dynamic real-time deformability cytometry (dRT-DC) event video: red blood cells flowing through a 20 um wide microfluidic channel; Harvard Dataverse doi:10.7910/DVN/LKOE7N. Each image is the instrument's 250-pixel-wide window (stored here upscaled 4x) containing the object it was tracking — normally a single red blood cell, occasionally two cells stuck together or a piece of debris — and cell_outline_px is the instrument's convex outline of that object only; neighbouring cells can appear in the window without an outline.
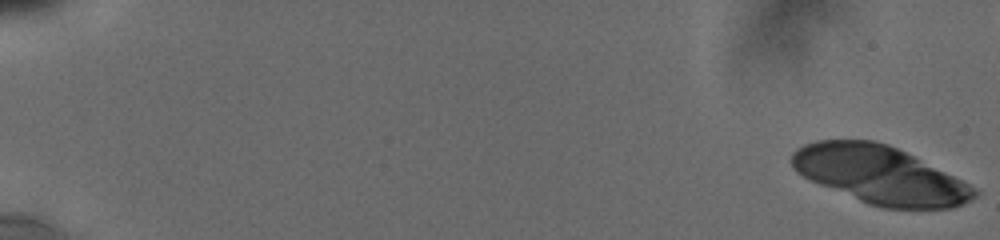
{"species": "human", "species_latin": "Homo sapiens", "temperature_condition": "cold", "stored_images_in_passage": 14, "segment_of_instrument_passage": [1, 2], "camera_frame_rate_fps": 3000, "um_per_image_px": 0.085, "donor": {"sex": "male"}, "frame": {"image": 1, "passage_image": 1, "time_ms": 0.0, "image_size_px": [1000, 240], "cell_outline_px": [[980, 192], [972, 200], [964, 204], [952, 208], [880, 208], [868, 204], [820, 184], [804, 176], [792, 164], [792, 152], [796, 148], [804, 144], [816, 140], [872, 140], [888, 144], [968, 184]], "centroid_in_image_um": [74.79, 14.87], "position_along_channel_um": 10.2, "area_um2": 60.52}}